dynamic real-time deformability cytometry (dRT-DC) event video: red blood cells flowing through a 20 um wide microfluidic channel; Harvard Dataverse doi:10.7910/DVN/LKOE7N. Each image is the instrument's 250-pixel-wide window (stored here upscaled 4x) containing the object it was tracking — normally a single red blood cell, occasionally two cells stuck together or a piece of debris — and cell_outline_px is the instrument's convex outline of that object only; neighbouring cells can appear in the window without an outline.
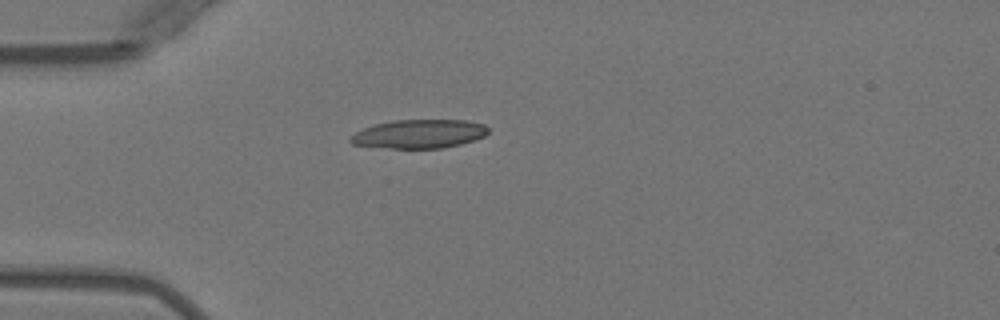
{"species": "Egyptian fruit bat (a non-hibernating species)", "species_latin": "Rousettus aegyptiacus", "temperature_condition": "warm", "stored_images_in_passage": 1, "camera_frame_rate_fps": 3000, "um_per_image_px": 0.085, "animal": {"sex": "female"}, "frame": {"image": 1, "passage_image": 1, "time_ms": 0.0, "image_size_px": [1000, 320], "cell_outline_px": [[488, 132], [484, 136], [476, 140], [444, 148], [392, 148], [352, 144], [348, 140], [356, 132], [372, 124], [392, 120], [468, 120], [484, 124], [488, 128]], "centroid_in_image_um": [35.65, 11.37], "position_along_channel_um": 49.3, "area_um2": 23.12}}